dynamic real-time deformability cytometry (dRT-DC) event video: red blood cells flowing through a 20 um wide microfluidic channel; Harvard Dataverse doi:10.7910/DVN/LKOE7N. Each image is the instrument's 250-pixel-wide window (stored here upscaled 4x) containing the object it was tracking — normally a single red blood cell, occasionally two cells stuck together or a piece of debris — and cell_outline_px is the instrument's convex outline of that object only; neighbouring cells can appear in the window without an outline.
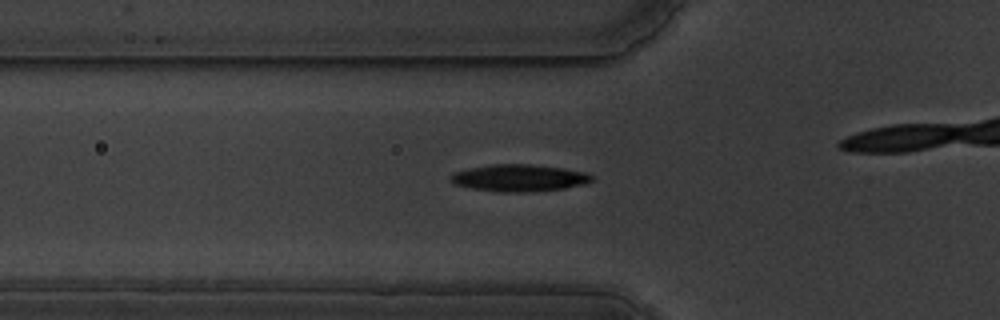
{"species": "common noctule bat (a hibernating species)", "species_latin": "Nyctalus noctula", "temperature_condition": "warm", "stored_images_in_passage": 37, "camera_frame_rate_fps": 3000, "um_per_image_px": 0.085, "animal": {"sex": "male", "body_mass_g": 19.5, "forearm_length_mm": 54.6}, "frame": {"image": 1, "passage_image": 11, "time_ms": 3.333, "image_size_px": [1000, 320], "cell_outline_px": [[592, 180], [584, 184], [564, 188], [520, 192], [500, 192], [472, 188], [452, 184], [448, 180], [448, 176], [452, 172], [468, 168], [492, 164], [532, 164], [564, 168], [584, 172], [592, 176]], "centroid_in_image_um": [44.03, 15.11], "position_along_channel_um": 81.8, "area_um2": 22.25}}
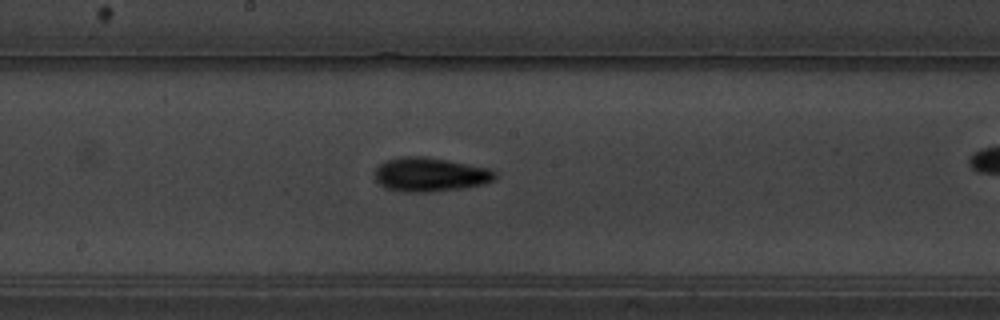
{"frame": {"image": 2, "passage_image": 22, "time_ms": 7.0, "image_size_px": [1000, 320], "cell_outline_px": [[496, 180], [484, 184], [464, 188], [428, 192], [408, 192], [384, 188], [376, 180], [376, 168], [384, 160], [404, 156], [424, 156], [448, 160], [492, 168], [496, 172]], "centroid_in_image_um": [36.6, 14.83], "position_along_channel_um": 211.6, "area_um2": 24.1}}
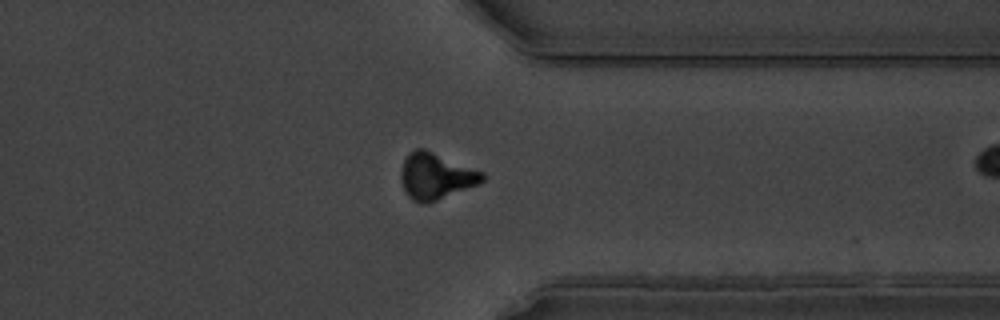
{"frame": {"image": 3, "passage_image": 36, "time_ms": 11.667, "image_size_px": [1000, 320], "cell_outline_px": [[488, 176], [480, 184], [436, 200], [424, 204], [420, 204], [412, 200], [404, 192], [400, 180], [400, 172], [404, 160], [408, 152], [416, 148], [424, 148], [484, 172]], "centroid_in_image_um": [37.04, 14.97], "position_along_channel_um": 374.4, "area_um2": 22.31}}